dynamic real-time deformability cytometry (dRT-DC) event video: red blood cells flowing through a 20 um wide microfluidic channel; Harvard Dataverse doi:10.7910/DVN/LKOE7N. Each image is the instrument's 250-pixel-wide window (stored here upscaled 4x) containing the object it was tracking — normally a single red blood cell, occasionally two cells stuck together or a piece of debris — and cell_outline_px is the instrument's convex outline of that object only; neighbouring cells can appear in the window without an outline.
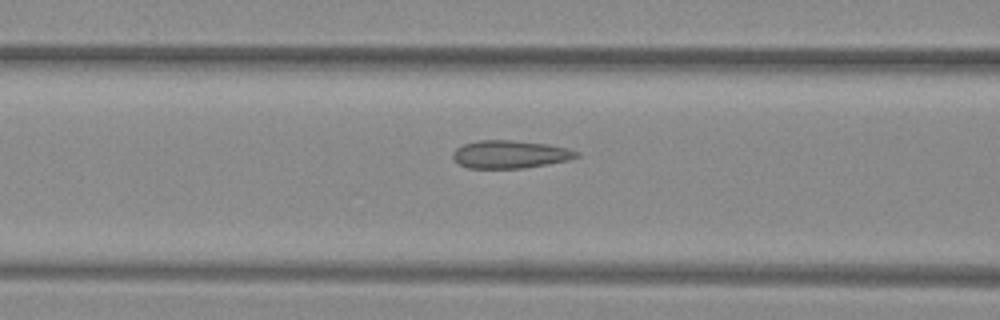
{"species": "common noctule bat (a hibernating species)", "species_latin": "Nyctalus noctula", "temperature_condition": "warm", "stored_images_in_passage": 18, "camera_frame_rate_fps": 3000, "um_per_image_px": 0.085, "animal": {"sex": "female", "body_mass_g": 29.2, "forearm_length_mm": 56.3}, "frame": {"image": 1, "passage_image": 16, "time_ms": 5.0, "image_size_px": [1000, 320], "cell_outline_px": [[580, 156], [568, 160], [548, 164], [524, 168], [468, 168], [460, 164], [452, 156], [452, 152], [456, 148], [464, 144], [476, 140], [512, 140], [548, 144], [568, 148], [580, 152]], "centroid_in_image_um": [43.38, 13.11], "position_along_channel_um": 123.2, "area_um2": 20.17}}